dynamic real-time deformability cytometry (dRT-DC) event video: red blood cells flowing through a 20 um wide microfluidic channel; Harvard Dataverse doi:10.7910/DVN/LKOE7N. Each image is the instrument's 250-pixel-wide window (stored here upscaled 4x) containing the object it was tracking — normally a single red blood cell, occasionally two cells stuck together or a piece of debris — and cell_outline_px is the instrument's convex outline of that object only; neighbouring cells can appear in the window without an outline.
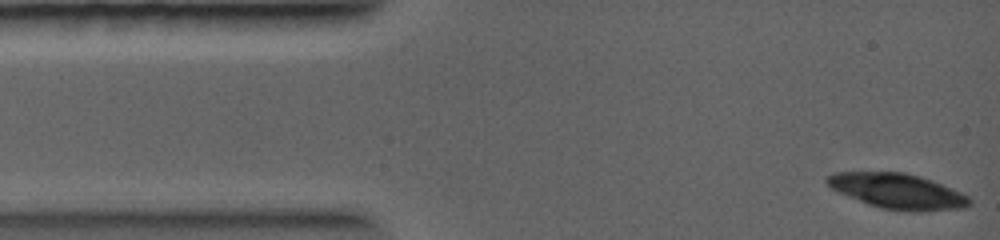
{"species": "common noctule bat (a hibernating species)", "species_latin": "Nyctalus noctula", "temperature_condition": "warm", "stored_images_in_passage": 19, "camera_frame_rate_fps": 5000, "um_per_image_px": 0.085, "animal": {"sex": "female", "body_mass_g": 19.0, "forearm_length_mm": 56.7}, "frame": {"image": 1, "passage_image": 1, "time_ms": 0.0, "image_size_px": [1000, 240], "cell_outline_px": [[972, 204], [964, 208], [920, 212], [912, 212], [880, 208], [868, 204], [836, 192], [824, 180], [832, 172], [904, 172], [920, 176], [932, 180], [960, 192], [968, 196], [972, 200]], "centroid_in_image_um": [76.29, 16.26], "position_along_channel_um": 8.7, "area_um2": 29.48}}
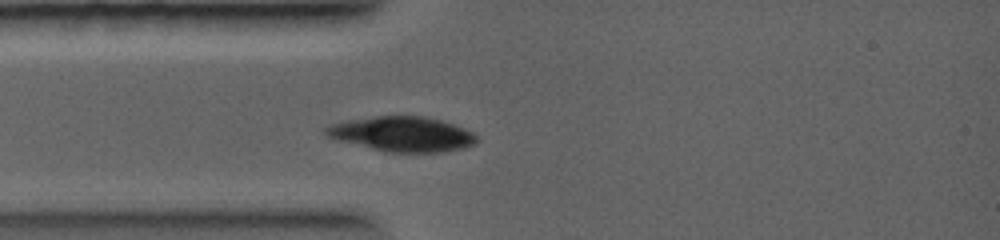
{"frame": {"image": 2, "passage_image": 7, "time_ms": 2.4, "image_size_px": [1000, 240], "cell_outline_px": [[476, 144], [464, 148], [444, 152], [384, 152], [332, 140], [324, 136], [324, 128], [332, 124], [344, 120], [376, 116], [424, 116], [440, 120], [464, 128], [472, 132], [476, 136]], "centroid_in_image_um": [34.1, 11.41], "position_along_channel_um": 50.9, "area_um2": 31.15}}